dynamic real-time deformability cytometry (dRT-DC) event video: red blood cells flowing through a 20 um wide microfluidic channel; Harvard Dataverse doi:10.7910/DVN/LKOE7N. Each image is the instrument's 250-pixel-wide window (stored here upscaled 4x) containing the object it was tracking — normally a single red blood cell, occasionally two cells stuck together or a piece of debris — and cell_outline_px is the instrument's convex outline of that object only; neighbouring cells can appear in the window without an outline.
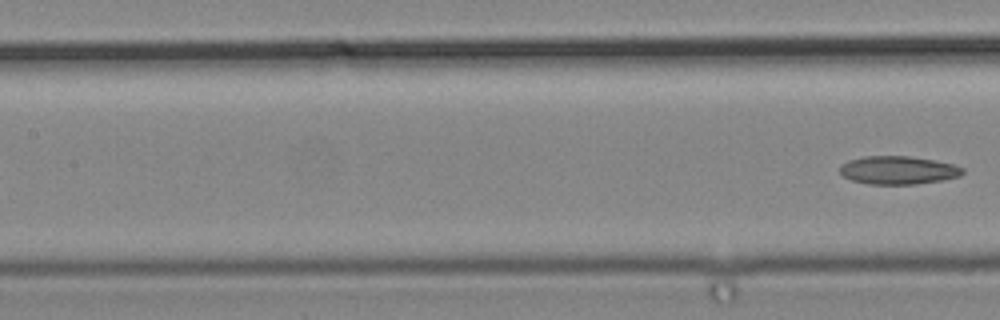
{"species": "common noctule bat (a hibernating species)", "species_latin": "Nyctalus noctula", "temperature_condition": "cold", "stored_images_in_passage": 5, "segment_of_instrument_passage": [2, 2], "camera_frame_rate_fps": 3000, "um_per_image_px": 0.085, "animal": {"sex": "male", "body_mass_g": 19.2, "forearm_length_mm": 51.8}, "frame": {"image": 1, "passage_image": 5, "time_ms": 1.333, "image_size_px": [1000, 320], "cell_outline_px": [[964, 172], [960, 176], [940, 180], [916, 184], [868, 184], [852, 180], [844, 176], [840, 172], [840, 168], [848, 160], [864, 156], [908, 156], [932, 160], [952, 164], [964, 168]], "centroid_in_image_um": [76.34, 14.46], "position_along_channel_um": 131.1, "area_um2": 19.94}}